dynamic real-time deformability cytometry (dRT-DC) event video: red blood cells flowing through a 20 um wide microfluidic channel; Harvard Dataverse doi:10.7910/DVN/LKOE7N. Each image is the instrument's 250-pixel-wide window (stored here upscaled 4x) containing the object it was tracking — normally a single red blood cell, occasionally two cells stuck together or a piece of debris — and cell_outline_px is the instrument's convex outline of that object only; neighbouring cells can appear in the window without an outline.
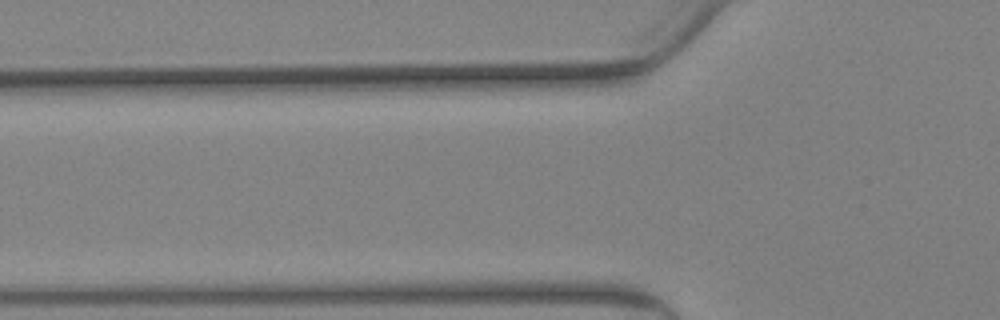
{"species": "Egyptian fruit bat (a non-hibernating species)", "species_latin": "Rousettus aegyptiacus", "temperature_condition": "warm", "stored_images_in_passage": 2, "camera_frame_rate_fps": 3000, "um_per_image_px": 0.085, "animal": {"sex": "female"}, "frame": {"image": 1, "passage_image": 2, "time_ms": 0.333, "image_size_px": [1000, 320], "cell_outline_px": [[640, 72], [620, 76], [556, 84], [512, 88], [480, 88], [464, 76], [624, 72]], "centroid_in_image_um": [45.62, 6.75], "position_along_channel_um": 80.2, "area_um2": 10.98}}